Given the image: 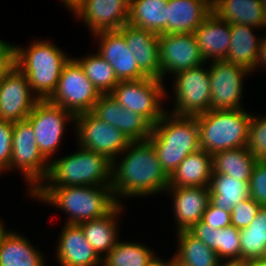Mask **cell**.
I'll use <instances>...</instances> for the list:
<instances>
[{
  "instance_id": "cell-2",
  "label": "cell",
  "mask_w": 266,
  "mask_h": 266,
  "mask_svg": "<svg viewBox=\"0 0 266 266\" xmlns=\"http://www.w3.org/2000/svg\"><path fill=\"white\" fill-rule=\"evenodd\" d=\"M32 197L66 212L65 223L78 225L105 216L118 204L111 186L38 187Z\"/></svg>"
},
{
  "instance_id": "cell-29",
  "label": "cell",
  "mask_w": 266,
  "mask_h": 266,
  "mask_svg": "<svg viewBox=\"0 0 266 266\" xmlns=\"http://www.w3.org/2000/svg\"><path fill=\"white\" fill-rule=\"evenodd\" d=\"M168 0H130L128 24L167 34Z\"/></svg>"
},
{
  "instance_id": "cell-51",
  "label": "cell",
  "mask_w": 266,
  "mask_h": 266,
  "mask_svg": "<svg viewBox=\"0 0 266 266\" xmlns=\"http://www.w3.org/2000/svg\"><path fill=\"white\" fill-rule=\"evenodd\" d=\"M8 42L0 39V50L7 44Z\"/></svg>"
},
{
  "instance_id": "cell-37",
  "label": "cell",
  "mask_w": 266,
  "mask_h": 266,
  "mask_svg": "<svg viewBox=\"0 0 266 266\" xmlns=\"http://www.w3.org/2000/svg\"><path fill=\"white\" fill-rule=\"evenodd\" d=\"M153 125L141 114L125 109L122 119V133L131 141L148 140Z\"/></svg>"
},
{
  "instance_id": "cell-38",
  "label": "cell",
  "mask_w": 266,
  "mask_h": 266,
  "mask_svg": "<svg viewBox=\"0 0 266 266\" xmlns=\"http://www.w3.org/2000/svg\"><path fill=\"white\" fill-rule=\"evenodd\" d=\"M247 148L257 159L266 157V115H252Z\"/></svg>"
},
{
  "instance_id": "cell-25",
  "label": "cell",
  "mask_w": 266,
  "mask_h": 266,
  "mask_svg": "<svg viewBox=\"0 0 266 266\" xmlns=\"http://www.w3.org/2000/svg\"><path fill=\"white\" fill-rule=\"evenodd\" d=\"M212 173V155L200 149L188 155L169 176V187H208Z\"/></svg>"
},
{
  "instance_id": "cell-43",
  "label": "cell",
  "mask_w": 266,
  "mask_h": 266,
  "mask_svg": "<svg viewBox=\"0 0 266 266\" xmlns=\"http://www.w3.org/2000/svg\"><path fill=\"white\" fill-rule=\"evenodd\" d=\"M14 66V48L13 44L7 43L0 50V82L3 77L12 69Z\"/></svg>"
},
{
  "instance_id": "cell-23",
  "label": "cell",
  "mask_w": 266,
  "mask_h": 266,
  "mask_svg": "<svg viewBox=\"0 0 266 266\" xmlns=\"http://www.w3.org/2000/svg\"><path fill=\"white\" fill-rule=\"evenodd\" d=\"M211 13V0H168L167 34L193 33Z\"/></svg>"
},
{
  "instance_id": "cell-10",
  "label": "cell",
  "mask_w": 266,
  "mask_h": 266,
  "mask_svg": "<svg viewBox=\"0 0 266 266\" xmlns=\"http://www.w3.org/2000/svg\"><path fill=\"white\" fill-rule=\"evenodd\" d=\"M74 123L78 146L104 155L112 163L119 161L120 154L132 142L119 129L100 120L92 112L76 115Z\"/></svg>"
},
{
  "instance_id": "cell-5",
  "label": "cell",
  "mask_w": 266,
  "mask_h": 266,
  "mask_svg": "<svg viewBox=\"0 0 266 266\" xmlns=\"http://www.w3.org/2000/svg\"><path fill=\"white\" fill-rule=\"evenodd\" d=\"M78 149L68 156L52 159L48 175L39 187L111 186L112 162L97 152Z\"/></svg>"
},
{
  "instance_id": "cell-33",
  "label": "cell",
  "mask_w": 266,
  "mask_h": 266,
  "mask_svg": "<svg viewBox=\"0 0 266 266\" xmlns=\"http://www.w3.org/2000/svg\"><path fill=\"white\" fill-rule=\"evenodd\" d=\"M241 262L266 257V207H261L248 227L240 229Z\"/></svg>"
},
{
  "instance_id": "cell-31",
  "label": "cell",
  "mask_w": 266,
  "mask_h": 266,
  "mask_svg": "<svg viewBox=\"0 0 266 266\" xmlns=\"http://www.w3.org/2000/svg\"><path fill=\"white\" fill-rule=\"evenodd\" d=\"M257 160L247 147L220 151L212 155V174H227L234 179L249 181Z\"/></svg>"
},
{
  "instance_id": "cell-17",
  "label": "cell",
  "mask_w": 266,
  "mask_h": 266,
  "mask_svg": "<svg viewBox=\"0 0 266 266\" xmlns=\"http://www.w3.org/2000/svg\"><path fill=\"white\" fill-rule=\"evenodd\" d=\"M93 37L99 39L97 53L113 67L119 81L138 80L146 77L139 70L136 59L119 30L98 32L93 34Z\"/></svg>"
},
{
  "instance_id": "cell-6",
  "label": "cell",
  "mask_w": 266,
  "mask_h": 266,
  "mask_svg": "<svg viewBox=\"0 0 266 266\" xmlns=\"http://www.w3.org/2000/svg\"><path fill=\"white\" fill-rule=\"evenodd\" d=\"M244 110H209L196 115L201 149L213 155L247 147L252 114Z\"/></svg>"
},
{
  "instance_id": "cell-15",
  "label": "cell",
  "mask_w": 266,
  "mask_h": 266,
  "mask_svg": "<svg viewBox=\"0 0 266 266\" xmlns=\"http://www.w3.org/2000/svg\"><path fill=\"white\" fill-rule=\"evenodd\" d=\"M39 101L27 77L13 66L0 82V120L12 123L24 120Z\"/></svg>"
},
{
  "instance_id": "cell-8",
  "label": "cell",
  "mask_w": 266,
  "mask_h": 266,
  "mask_svg": "<svg viewBox=\"0 0 266 266\" xmlns=\"http://www.w3.org/2000/svg\"><path fill=\"white\" fill-rule=\"evenodd\" d=\"M110 94L125 109L141 114L152 125L166 113L161 100L167 93L161 79L145 77L119 81Z\"/></svg>"
},
{
  "instance_id": "cell-48",
  "label": "cell",
  "mask_w": 266,
  "mask_h": 266,
  "mask_svg": "<svg viewBox=\"0 0 266 266\" xmlns=\"http://www.w3.org/2000/svg\"><path fill=\"white\" fill-rule=\"evenodd\" d=\"M221 266H246V263H242V262L226 263V262H223Z\"/></svg>"
},
{
  "instance_id": "cell-27",
  "label": "cell",
  "mask_w": 266,
  "mask_h": 266,
  "mask_svg": "<svg viewBox=\"0 0 266 266\" xmlns=\"http://www.w3.org/2000/svg\"><path fill=\"white\" fill-rule=\"evenodd\" d=\"M14 232L7 230L0 241V266H45L42 252Z\"/></svg>"
},
{
  "instance_id": "cell-26",
  "label": "cell",
  "mask_w": 266,
  "mask_h": 266,
  "mask_svg": "<svg viewBox=\"0 0 266 266\" xmlns=\"http://www.w3.org/2000/svg\"><path fill=\"white\" fill-rule=\"evenodd\" d=\"M121 204H117L108 214L101 218L82 222L81 226L85 238L92 245L94 251L102 259L103 253H109L118 242L117 217L122 212Z\"/></svg>"
},
{
  "instance_id": "cell-42",
  "label": "cell",
  "mask_w": 266,
  "mask_h": 266,
  "mask_svg": "<svg viewBox=\"0 0 266 266\" xmlns=\"http://www.w3.org/2000/svg\"><path fill=\"white\" fill-rule=\"evenodd\" d=\"M202 221L212 229H223L231 225V211H224L209 203L203 214Z\"/></svg>"
},
{
  "instance_id": "cell-32",
  "label": "cell",
  "mask_w": 266,
  "mask_h": 266,
  "mask_svg": "<svg viewBox=\"0 0 266 266\" xmlns=\"http://www.w3.org/2000/svg\"><path fill=\"white\" fill-rule=\"evenodd\" d=\"M179 242L174 258L186 266H221L222 261L217 253L193 236L188 230L178 231Z\"/></svg>"
},
{
  "instance_id": "cell-50",
  "label": "cell",
  "mask_w": 266,
  "mask_h": 266,
  "mask_svg": "<svg viewBox=\"0 0 266 266\" xmlns=\"http://www.w3.org/2000/svg\"><path fill=\"white\" fill-rule=\"evenodd\" d=\"M173 266H186V265L179 263L173 256Z\"/></svg>"
},
{
  "instance_id": "cell-34",
  "label": "cell",
  "mask_w": 266,
  "mask_h": 266,
  "mask_svg": "<svg viewBox=\"0 0 266 266\" xmlns=\"http://www.w3.org/2000/svg\"><path fill=\"white\" fill-rule=\"evenodd\" d=\"M153 250L147 246L134 243L122 242L118 239L113 249L103 256L104 266H148L156 257Z\"/></svg>"
},
{
  "instance_id": "cell-28",
  "label": "cell",
  "mask_w": 266,
  "mask_h": 266,
  "mask_svg": "<svg viewBox=\"0 0 266 266\" xmlns=\"http://www.w3.org/2000/svg\"><path fill=\"white\" fill-rule=\"evenodd\" d=\"M253 28L240 23L231 24V43L225 60L250 72L256 69L261 41L260 38H256Z\"/></svg>"
},
{
  "instance_id": "cell-1",
  "label": "cell",
  "mask_w": 266,
  "mask_h": 266,
  "mask_svg": "<svg viewBox=\"0 0 266 266\" xmlns=\"http://www.w3.org/2000/svg\"><path fill=\"white\" fill-rule=\"evenodd\" d=\"M120 155L122 160L112 163L111 183L118 204H121L119 197H146L167 192L169 176L162 169L156 150L149 140L132 141Z\"/></svg>"
},
{
  "instance_id": "cell-16",
  "label": "cell",
  "mask_w": 266,
  "mask_h": 266,
  "mask_svg": "<svg viewBox=\"0 0 266 266\" xmlns=\"http://www.w3.org/2000/svg\"><path fill=\"white\" fill-rule=\"evenodd\" d=\"M130 0H85L75 11L93 35L102 31L119 30L128 23Z\"/></svg>"
},
{
  "instance_id": "cell-4",
  "label": "cell",
  "mask_w": 266,
  "mask_h": 266,
  "mask_svg": "<svg viewBox=\"0 0 266 266\" xmlns=\"http://www.w3.org/2000/svg\"><path fill=\"white\" fill-rule=\"evenodd\" d=\"M14 48V66L26 77L40 100H48L56 91L63 67L70 60L62 49L43 39L31 42L28 48Z\"/></svg>"
},
{
  "instance_id": "cell-19",
  "label": "cell",
  "mask_w": 266,
  "mask_h": 266,
  "mask_svg": "<svg viewBox=\"0 0 266 266\" xmlns=\"http://www.w3.org/2000/svg\"><path fill=\"white\" fill-rule=\"evenodd\" d=\"M56 250L60 266H99L102 259L85 238L78 224L65 223L59 235Z\"/></svg>"
},
{
  "instance_id": "cell-45",
  "label": "cell",
  "mask_w": 266,
  "mask_h": 266,
  "mask_svg": "<svg viewBox=\"0 0 266 266\" xmlns=\"http://www.w3.org/2000/svg\"><path fill=\"white\" fill-rule=\"evenodd\" d=\"M64 6L73 13L85 2V0H61Z\"/></svg>"
},
{
  "instance_id": "cell-11",
  "label": "cell",
  "mask_w": 266,
  "mask_h": 266,
  "mask_svg": "<svg viewBox=\"0 0 266 266\" xmlns=\"http://www.w3.org/2000/svg\"><path fill=\"white\" fill-rule=\"evenodd\" d=\"M205 64L174 75L175 105L172 114L196 116L210 110V75Z\"/></svg>"
},
{
  "instance_id": "cell-24",
  "label": "cell",
  "mask_w": 266,
  "mask_h": 266,
  "mask_svg": "<svg viewBox=\"0 0 266 266\" xmlns=\"http://www.w3.org/2000/svg\"><path fill=\"white\" fill-rule=\"evenodd\" d=\"M212 13L230 24L266 27V12L261 0H211Z\"/></svg>"
},
{
  "instance_id": "cell-49",
  "label": "cell",
  "mask_w": 266,
  "mask_h": 266,
  "mask_svg": "<svg viewBox=\"0 0 266 266\" xmlns=\"http://www.w3.org/2000/svg\"><path fill=\"white\" fill-rule=\"evenodd\" d=\"M5 225L2 224V220L0 219V241L3 237V235L6 233Z\"/></svg>"
},
{
  "instance_id": "cell-20",
  "label": "cell",
  "mask_w": 266,
  "mask_h": 266,
  "mask_svg": "<svg viewBox=\"0 0 266 266\" xmlns=\"http://www.w3.org/2000/svg\"><path fill=\"white\" fill-rule=\"evenodd\" d=\"M166 190L173 198L177 232L189 230L202 220L210 203L209 187H168Z\"/></svg>"
},
{
  "instance_id": "cell-3",
  "label": "cell",
  "mask_w": 266,
  "mask_h": 266,
  "mask_svg": "<svg viewBox=\"0 0 266 266\" xmlns=\"http://www.w3.org/2000/svg\"><path fill=\"white\" fill-rule=\"evenodd\" d=\"M168 112L153 125L148 140L156 150L162 169L170 176L188 155L201 147L196 116Z\"/></svg>"
},
{
  "instance_id": "cell-12",
  "label": "cell",
  "mask_w": 266,
  "mask_h": 266,
  "mask_svg": "<svg viewBox=\"0 0 266 266\" xmlns=\"http://www.w3.org/2000/svg\"><path fill=\"white\" fill-rule=\"evenodd\" d=\"M74 117L61 106L49 100H40L26 118L34 129L40 152L48 161L60 146L67 121L74 123Z\"/></svg>"
},
{
  "instance_id": "cell-21",
  "label": "cell",
  "mask_w": 266,
  "mask_h": 266,
  "mask_svg": "<svg viewBox=\"0 0 266 266\" xmlns=\"http://www.w3.org/2000/svg\"><path fill=\"white\" fill-rule=\"evenodd\" d=\"M200 53L207 63L226 60L231 43V24L211 13L193 32Z\"/></svg>"
},
{
  "instance_id": "cell-35",
  "label": "cell",
  "mask_w": 266,
  "mask_h": 266,
  "mask_svg": "<svg viewBox=\"0 0 266 266\" xmlns=\"http://www.w3.org/2000/svg\"><path fill=\"white\" fill-rule=\"evenodd\" d=\"M74 59L100 94H110L118 84L113 67L98 53Z\"/></svg>"
},
{
  "instance_id": "cell-41",
  "label": "cell",
  "mask_w": 266,
  "mask_h": 266,
  "mask_svg": "<svg viewBox=\"0 0 266 266\" xmlns=\"http://www.w3.org/2000/svg\"><path fill=\"white\" fill-rule=\"evenodd\" d=\"M13 123L0 120V173L10 171Z\"/></svg>"
},
{
  "instance_id": "cell-30",
  "label": "cell",
  "mask_w": 266,
  "mask_h": 266,
  "mask_svg": "<svg viewBox=\"0 0 266 266\" xmlns=\"http://www.w3.org/2000/svg\"><path fill=\"white\" fill-rule=\"evenodd\" d=\"M210 202L224 211H231L250 197L249 181L234 179L227 174H212L209 183Z\"/></svg>"
},
{
  "instance_id": "cell-46",
  "label": "cell",
  "mask_w": 266,
  "mask_h": 266,
  "mask_svg": "<svg viewBox=\"0 0 266 266\" xmlns=\"http://www.w3.org/2000/svg\"><path fill=\"white\" fill-rule=\"evenodd\" d=\"M170 259L165 262V260L163 261L159 256H156L148 266H173V256Z\"/></svg>"
},
{
  "instance_id": "cell-9",
  "label": "cell",
  "mask_w": 266,
  "mask_h": 266,
  "mask_svg": "<svg viewBox=\"0 0 266 266\" xmlns=\"http://www.w3.org/2000/svg\"><path fill=\"white\" fill-rule=\"evenodd\" d=\"M100 95L80 64L70 57L60 74L56 91L48 100L76 116L92 112Z\"/></svg>"
},
{
  "instance_id": "cell-52",
  "label": "cell",
  "mask_w": 266,
  "mask_h": 266,
  "mask_svg": "<svg viewBox=\"0 0 266 266\" xmlns=\"http://www.w3.org/2000/svg\"><path fill=\"white\" fill-rule=\"evenodd\" d=\"M262 1V5H263V7H264V10H265V12H266V0H261Z\"/></svg>"
},
{
  "instance_id": "cell-14",
  "label": "cell",
  "mask_w": 266,
  "mask_h": 266,
  "mask_svg": "<svg viewBox=\"0 0 266 266\" xmlns=\"http://www.w3.org/2000/svg\"><path fill=\"white\" fill-rule=\"evenodd\" d=\"M160 79L206 63L193 33L158 34Z\"/></svg>"
},
{
  "instance_id": "cell-44",
  "label": "cell",
  "mask_w": 266,
  "mask_h": 266,
  "mask_svg": "<svg viewBox=\"0 0 266 266\" xmlns=\"http://www.w3.org/2000/svg\"><path fill=\"white\" fill-rule=\"evenodd\" d=\"M263 37L264 38L261 37V41H260L259 54H258V59L256 62V69L260 67V65L261 67H263L262 65H265L266 67V35H264Z\"/></svg>"
},
{
  "instance_id": "cell-7",
  "label": "cell",
  "mask_w": 266,
  "mask_h": 266,
  "mask_svg": "<svg viewBox=\"0 0 266 266\" xmlns=\"http://www.w3.org/2000/svg\"><path fill=\"white\" fill-rule=\"evenodd\" d=\"M49 166L50 161L42 155L37 146L31 123L27 119L13 123L10 170L16 168L21 171L23 178L30 185V195L46 179Z\"/></svg>"
},
{
  "instance_id": "cell-18",
  "label": "cell",
  "mask_w": 266,
  "mask_h": 266,
  "mask_svg": "<svg viewBox=\"0 0 266 266\" xmlns=\"http://www.w3.org/2000/svg\"><path fill=\"white\" fill-rule=\"evenodd\" d=\"M119 31L136 59L139 70L150 78L160 79L159 39L155 32L126 24Z\"/></svg>"
},
{
  "instance_id": "cell-36",
  "label": "cell",
  "mask_w": 266,
  "mask_h": 266,
  "mask_svg": "<svg viewBox=\"0 0 266 266\" xmlns=\"http://www.w3.org/2000/svg\"><path fill=\"white\" fill-rule=\"evenodd\" d=\"M125 108L111 94H101L95 103L92 113L100 120L107 122L122 132V119Z\"/></svg>"
},
{
  "instance_id": "cell-47",
  "label": "cell",
  "mask_w": 266,
  "mask_h": 266,
  "mask_svg": "<svg viewBox=\"0 0 266 266\" xmlns=\"http://www.w3.org/2000/svg\"><path fill=\"white\" fill-rule=\"evenodd\" d=\"M246 266H266V257L250 261L246 263Z\"/></svg>"
},
{
  "instance_id": "cell-22",
  "label": "cell",
  "mask_w": 266,
  "mask_h": 266,
  "mask_svg": "<svg viewBox=\"0 0 266 266\" xmlns=\"http://www.w3.org/2000/svg\"><path fill=\"white\" fill-rule=\"evenodd\" d=\"M188 231L214 250L222 262H241L240 229L233 225L212 229L200 220ZM225 259L226 261H223Z\"/></svg>"
},
{
  "instance_id": "cell-13",
  "label": "cell",
  "mask_w": 266,
  "mask_h": 266,
  "mask_svg": "<svg viewBox=\"0 0 266 266\" xmlns=\"http://www.w3.org/2000/svg\"><path fill=\"white\" fill-rule=\"evenodd\" d=\"M251 74L246 68L225 60L211 61L210 110H237L242 107L243 80ZM244 77V78H243ZM241 102V103H240Z\"/></svg>"
},
{
  "instance_id": "cell-40",
  "label": "cell",
  "mask_w": 266,
  "mask_h": 266,
  "mask_svg": "<svg viewBox=\"0 0 266 266\" xmlns=\"http://www.w3.org/2000/svg\"><path fill=\"white\" fill-rule=\"evenodd\" d=\"M261 207L251 197L241 201L231 209V225L237 229L248 227Z\"/></svg>"
},
{
  "instance_id": "cell-39",
  "label": "cell",
  "mask_w": 266,
  "mask_h": 266,
  "mask_svg": "<svg viewBox=\"0 0 266 266\" xmlns=\"http://www.w3.org/2000/svg\"><path fill=\"white\" fill-rule=\"evenodd\" d=\"M250 197L266 207V161L258 159L253 166L249 180Z\"/></svg>"
}]
</instances>
